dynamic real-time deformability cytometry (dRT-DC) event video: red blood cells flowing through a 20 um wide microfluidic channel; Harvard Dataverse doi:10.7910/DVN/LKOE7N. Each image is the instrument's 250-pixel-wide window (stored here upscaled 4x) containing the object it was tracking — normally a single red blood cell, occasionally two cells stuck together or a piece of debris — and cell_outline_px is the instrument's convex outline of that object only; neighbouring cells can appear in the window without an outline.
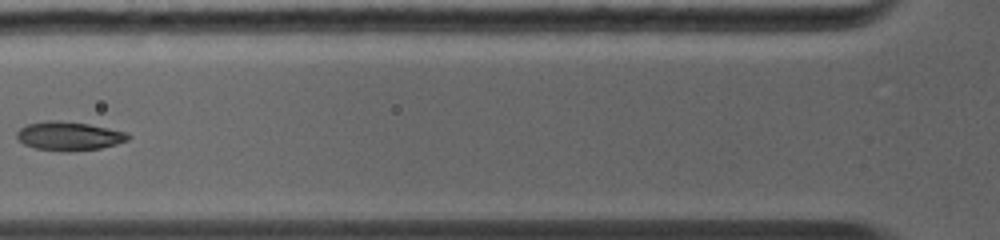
{"species": "common noctule bat (a hibernating species)", "species_latin": "Nyctalus noctula", "temperature_condition": "warm", "stored_images_in_passage": 4, "camera_frame_rate_fps": 5000, "um_per_image_px": 0.085, "animal": {"sex": "female", "body_mass_g": 19.0, "forearm_length_mm": 56.7}, "frame": {"image": 1, "passage_image": 4, "time_ms": 3.6, "image_size_px": [1000, 240], "cell_outline_px": [[128, 140], [116, 144], [100, 148], [68, 152], [64, 152], [36, 148], [24, 144], [16, 136], [16, 132], [20, 128], [28, 124], [88, 124], [124, 132], [128, 136]], "centroid_in_image_um": [5.88, 11.63], "position_along_channel_um": 119.9, "area_um2": 17.4}}